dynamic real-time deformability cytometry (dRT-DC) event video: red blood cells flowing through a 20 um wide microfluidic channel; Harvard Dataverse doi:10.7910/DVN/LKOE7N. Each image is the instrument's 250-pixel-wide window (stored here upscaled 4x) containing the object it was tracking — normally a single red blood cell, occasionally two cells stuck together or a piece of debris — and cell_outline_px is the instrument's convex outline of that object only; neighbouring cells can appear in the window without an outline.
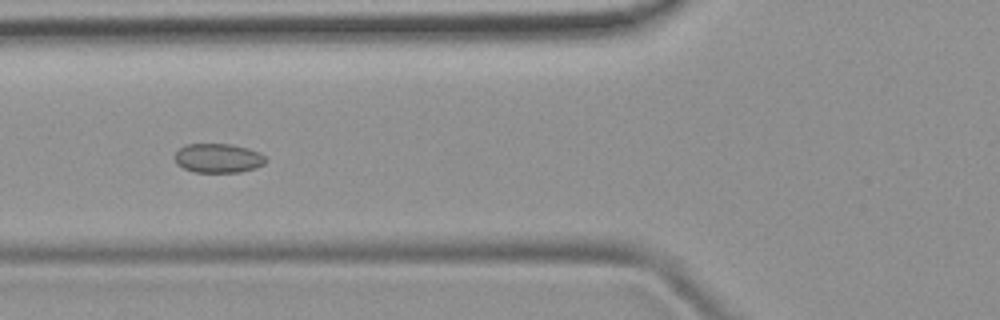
{"species": "common noctule bat (a hibernating species)", "species_latin": "Nyctalus noctula", "temperature_condition": "room temperature", "stored_images_in_passage": 9, "camera_frame_rate_fps": 3000, "um_per_image_px": 0.085, "animal": {"sex": "female", "body_mass_g": 19.9}, "frame": {"image": 1, "passage_image": 6, "time_ms": 5.667, "image_size_px": [1000, 320], "cell_outline_px": [[268, 160], [264, 164], [256, 168], [240, 172], [192, 172], [176, 164], [176, 152], [180, 148], [188, 144], [232, 144], [248, 148], [260, 152]], "centroid_in_image_um": [18.58, 13.45], "position_along_channel_um": 107.2, "area_um2": 15.55}}
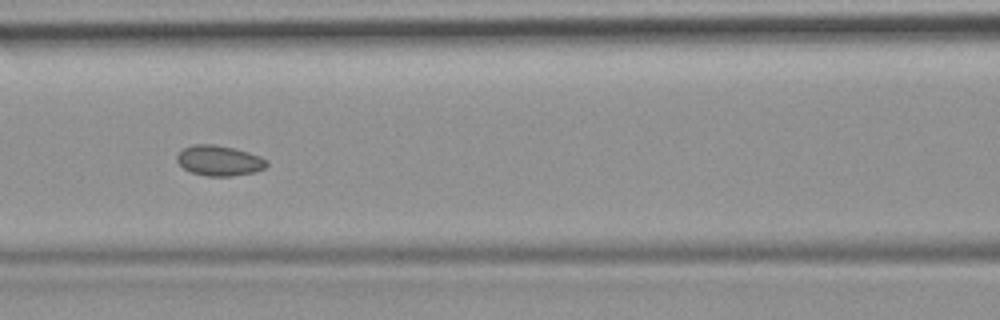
{"frame": {"image": 2, "passage_image": 7, "time_ms": 6.667, "image_size_px": [1000, 320], "cell_outline_px": [[268, 164], [264, 168], [256, 172], [232, 176], [208, 176], [192, 172], [184, 168], [176, 160], [176, 156], [184, 148], [192, 144], [216, 144], [248, 152], [260, 156], [268, 160]], "centroid_in_image_um": [18.65, 13.65], "position_along_channel_um": 147.9, "area_um2": 15.84}}
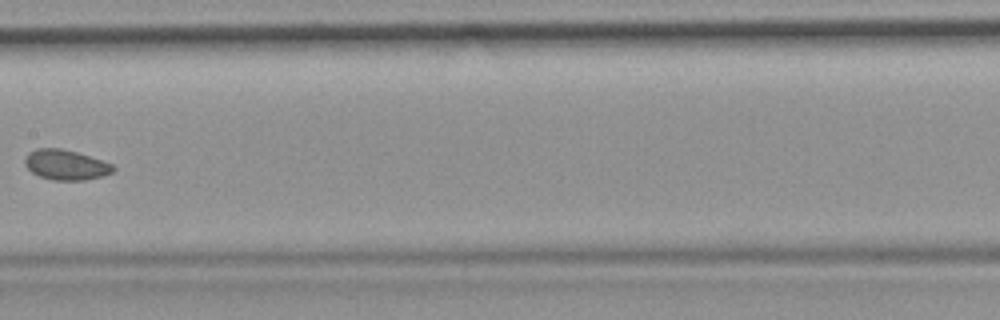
{"frame": {"image": 3, "passage_image": 8, "time_ms": 8.0, "image_size_px": [1000, 320], "cell_outline_px": [[116, 168], [112, 172], [100, 176], [84, 180], [52, 180], [40, 176], [32, 172], [24, 164], [24, 160], [28, 152], [36, 148], [60, 148], [76, 152], [112, 164]], "centroid_in_image_um": [5.55, 14.0], "position_along_channel_um": 201.8, "area_um2": 15.32}}